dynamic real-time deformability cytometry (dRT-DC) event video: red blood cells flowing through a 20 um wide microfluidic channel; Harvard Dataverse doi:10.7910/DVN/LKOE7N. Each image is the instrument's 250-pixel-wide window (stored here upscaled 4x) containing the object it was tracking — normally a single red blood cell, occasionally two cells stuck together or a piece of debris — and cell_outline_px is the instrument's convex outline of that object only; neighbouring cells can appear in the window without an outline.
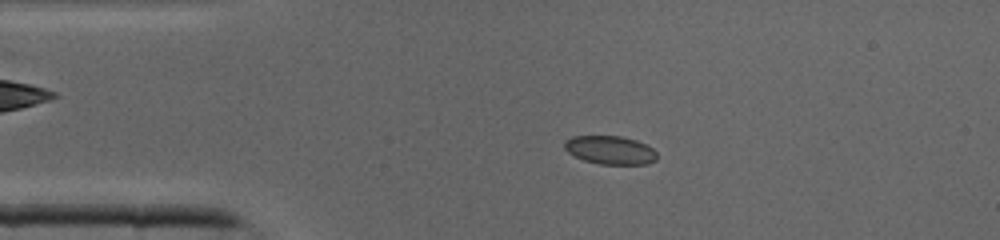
{"species": "common noctule bat (a hibernating species)", "species_latin": "Nyctalus noctula", "temperature_condition": "cold", "stored_images_in_passage": 41, "camera_frame_rate_fps": 3000, "um_per_image_px": 0.085, "animal": {"sex": "male", "body_mass_g": 19.0, "forearm_length_mm": 50.8}, "frame": {"image": 1, "passage_image": 8, "time_ms": 2.333, "image_size_px": [1000, 240], "cell_outline_px": [[656, 160], [648, 164], [600, 164], [584, 160], [568, 152], [564, 148], [564, 140], [572, 136], [620, 136], [636, 140], [652, 148], [656, 152]], "centroid_in_image_um": [51.85, 12.75], "position_along_channel_um": 33.1, "area_um2": 15.26}}
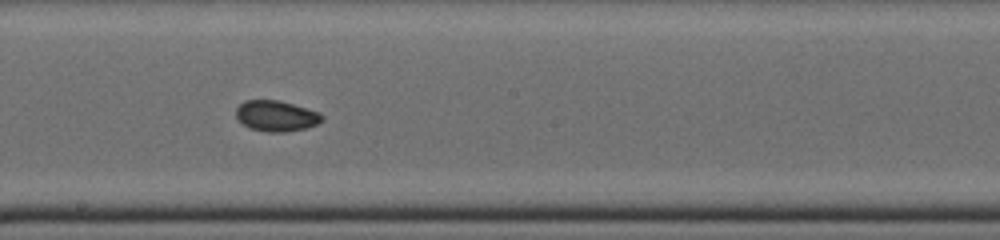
{"frame": {"image": 2, "passage_image": 22, "time_ms": 7.0, "image_size_px": [1000, 240], "cell_outline_px": [[324, 120], [308, 128], [284, 132], [268, 132], [248, 128], [236, 116], [236, 108], [244, 100], [280, 100], [320, 112], [324, 116]], "centroid_in_image_um": [23.51, 9.85], "position_along_channel_um": 224.7, "area_um2": 15.55}}
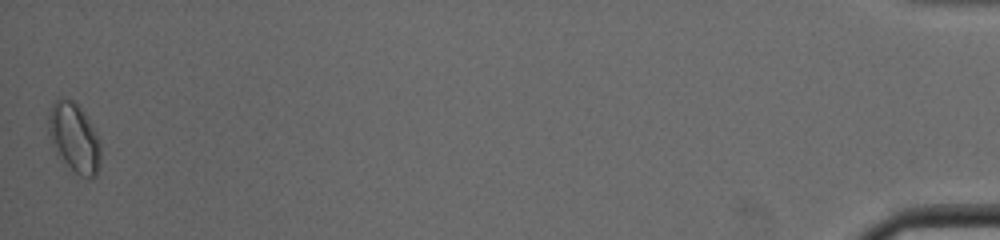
{"frame": {"image": 3, "passage_image": 41, "time_ms": 13.333, "image_size_px": [1000, 240], "cell_outline_px": [[100, 164], [96, 176], [88, 180], [80, 176], [56, 156], [48, 132], [48, 116], [52, 104], [56, 100], [72, 100], [80, 108], [96, 132], [100, 140]], "centroid_in_image_um": [6.31, 11.78], "position_along_channel_um": 428.9, "area_um2": 21.1}}